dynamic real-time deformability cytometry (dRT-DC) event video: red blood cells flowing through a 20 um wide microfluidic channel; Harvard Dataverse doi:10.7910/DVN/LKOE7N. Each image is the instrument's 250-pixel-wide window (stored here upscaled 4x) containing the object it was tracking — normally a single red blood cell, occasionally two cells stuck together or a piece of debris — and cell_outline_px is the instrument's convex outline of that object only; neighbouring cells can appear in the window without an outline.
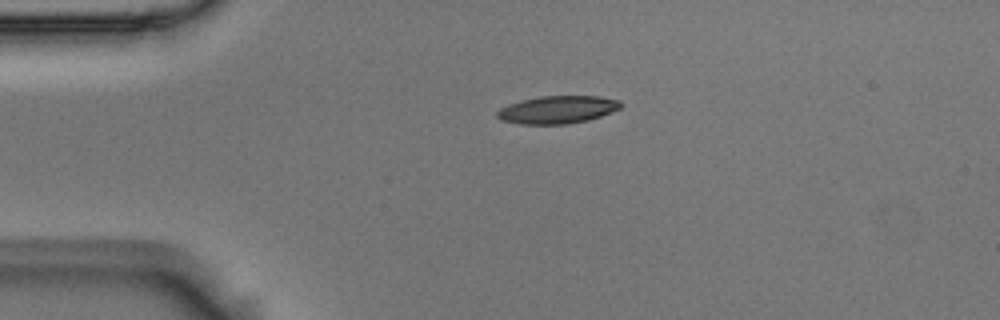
{"species": "Egyptian fruit bat (a non-hibernating species)", "species_latin": "Rousettus aegyptiacus", "temperature_condition": "room temperature", "stored_images_in_passage": 43, "camera_frame_rate_fps": 3000, "um_per_image_px": 0.085, "animal": {"sex": "male"}, "frame": {"image": 1, "passage_image": 1, "time_ms": 0.0, "image_size_px": [1000, 320], "cell_outline_px": [[624, 104], [620, 108], [612, 112], [588, 120], [568, 124], [520, 124], [500, 120], [496, 116], [496, 112], [500, 108], [508, 104], [520, 100], [540, 96], [596, 96], [620, 100]], "centroid_in_image_um": [47.37, 9.32], "position_along_channel_um": 37.6, "area_um2": 20.11}}
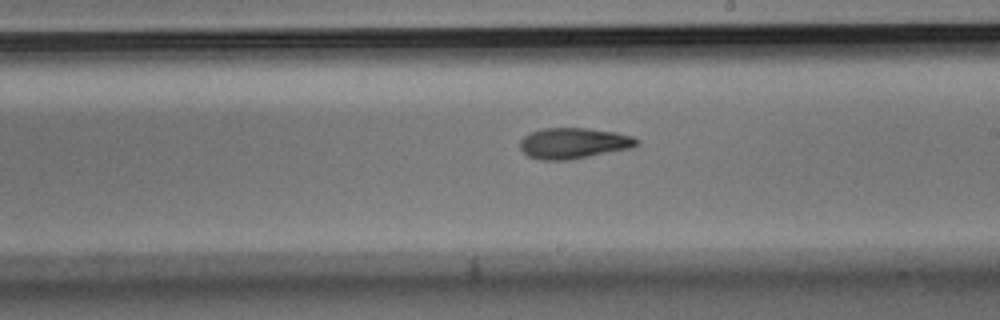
{"frame": {"image": 2, "passage_image": 20, "time_ms": 6.333, "image_size_px": [1000, 320], "cell_outline_px": [[640, 144], [632, 148], [568, 160], [540, 160], [528, 156], [520, 148], [520, 140], [524, 136], [532, 132], [544, 128], [588, 128], [616, 132], [632, 136], [640, 140]], "centroid_in_image_um": [48.78, 12.17], "position_along_channel_um": 240.2, "area_um2": 21.04}}
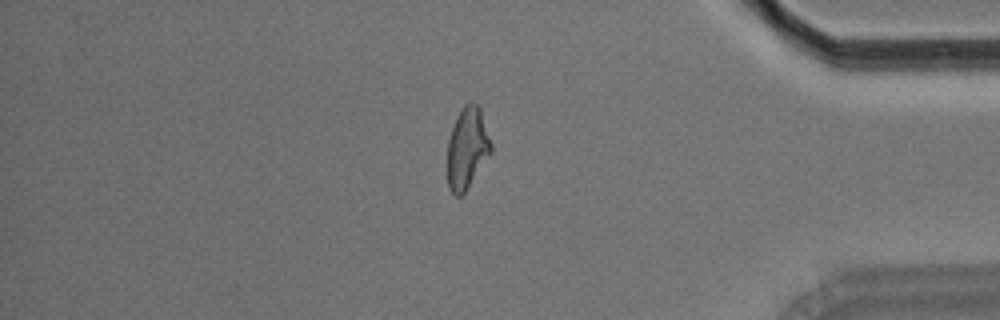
{"frame": {"image": 3, "passage_image": 35, "time_ms": 11.333, "image_size_px": [1000, 320], "cell_outline_px": [[492, 152], [464, 192], [460, 196], [456, 196], [448, 188], [448, 140], [456, 116], [460, 108], [464, 104], [472, 100], [480, 108], [492, 144]], "centroid_in_image_um": [39.71, 12.55], "position_along_channel_um": 395.5, "area_um2": 20.63}, "authors_computed_cell_mechanics": {"area_um2": 20.8658, "velocity_mm_per_s": 3.684, "shape_relaxation_time_tau1_ms": 7.8355, "shape_relaxation_time_tau2_ms": 3.2544, "deformation_change_tau1": 0.2139, "deformation_change_tau2": 0.1164}}